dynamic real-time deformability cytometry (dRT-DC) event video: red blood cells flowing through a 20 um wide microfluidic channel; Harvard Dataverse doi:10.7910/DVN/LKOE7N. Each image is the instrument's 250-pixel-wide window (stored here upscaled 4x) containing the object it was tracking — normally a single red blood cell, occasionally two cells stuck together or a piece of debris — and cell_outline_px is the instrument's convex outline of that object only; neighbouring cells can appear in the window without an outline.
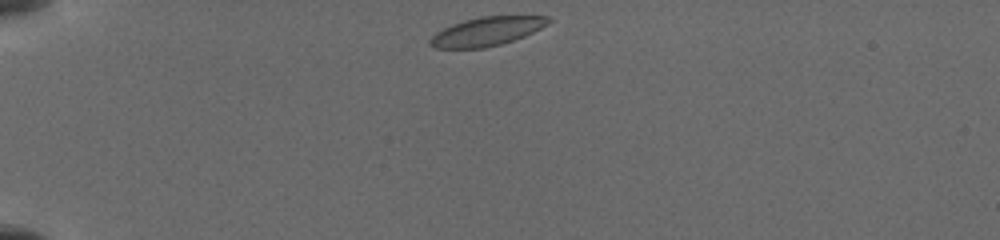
{"species": "common noctule bat (a hibernating species)", "species_latin": "Nyctalus noctula", "temperature_condition": "cold", "stored_images_in_passage": 59, "camera_frame_rate_fps": 3000, "um_per_image_px": 0.085, "animal": {"sex": "female", "body_mass_g": 19.5, "forearm_length_mm": 54.1}, "frame": {"image": 1, "passage_image": 1, "time_ms": 0.0, "image_size_px": [1000, 240], "cell_outline_px": [[552, 20], [548, 24], [524, 36], [500, 44], [484, 48], [436, 48], [428, 44], [428, 40], [436, 32], [452, 24], [464, 20], [480, 16], [548, 16]], "centroid_in_image_um": [41.35, 2.66], "position_along_channel_um": 43.7, "area_um2": 19.71}}
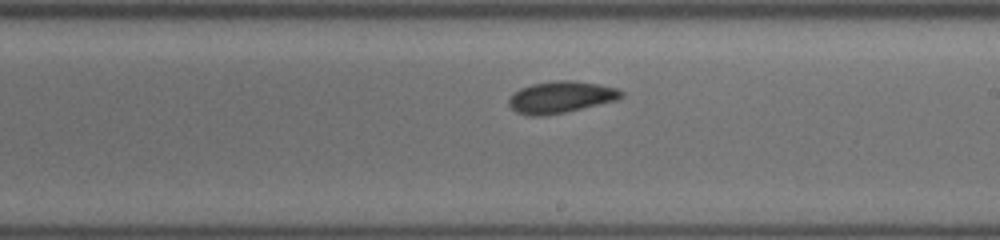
{"frame": {"image": 2, "passage_image": 39, "time_ms": 6.333, "image_size_px": [1000, 240], "cell_outline_px": [[624, 96], [616, 100], [564, 112], [544, 116], [528, 116], [516, 112], [508, 104], [508, 96], [512, 92], [520, 88], [532, 84], [556, 80], [572, 80], [600, 84], [616, 88], [624, 92]], "centroid_in_image_um": [47.62, 8.25], "position_along_channel_um": 241.4, "area_um2": 20.92}}
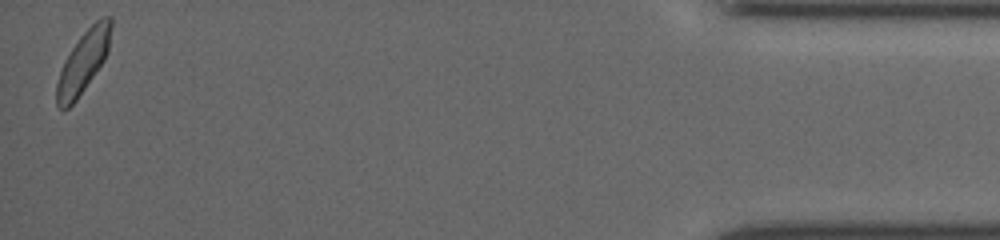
{"frame": {"image": 3, "passage_image": 59, "time_ms": 13.0, "image_size_px": [1000, 240], "cell_outline_px": [[112, 24], [108, 52], [104, 60], [76, 100], [68, 108], [60, 108], [56, 104], [56, 84], [64, 60], [80, 36], [100, 16], [112, 16]], "centroid_in_image_um": [7.09, 5.23], "position_along_channel_um": 428.1, "area_um2": 19.36}}